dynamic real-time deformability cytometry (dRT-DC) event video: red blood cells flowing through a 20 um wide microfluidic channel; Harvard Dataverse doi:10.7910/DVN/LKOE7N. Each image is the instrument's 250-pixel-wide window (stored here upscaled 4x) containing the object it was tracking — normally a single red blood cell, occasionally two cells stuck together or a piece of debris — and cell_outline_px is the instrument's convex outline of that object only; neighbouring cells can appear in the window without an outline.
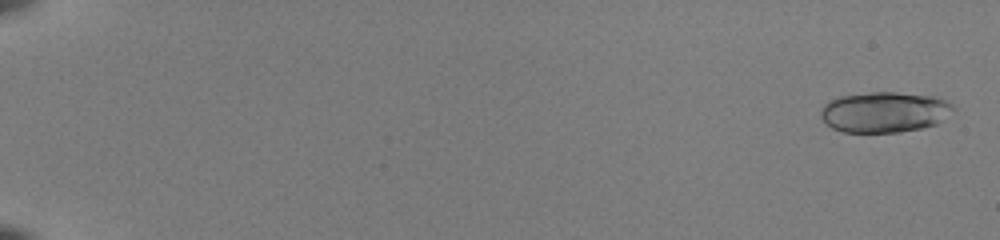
{"species": "common noctule bat (a hibernating species)", "species_latin": "Nyctalus noctula", "temperature_condition": "room temperature", "stored_images_in_passage": 54, "camera_frame_rate_fps": 3000, "um_per_image_px": 0.085, "animal": {"sex": "female", "body_mass_g": 22.0, "forearm_length_mm": 56.7}, "frame": {"image": 1, "passage_image": 2, "time_ms": 0.333, "image_size_px": [1000, 240], "cell_outline_px": [[956, 108], [936, 124], [920, 128], [900, 132], [840, 132], [832, 128], [820, 116], [820, 108], [828, 100], [840, 96], [872, 92], [896, 92], [932, 96], [944, 100], [952, 104]], "centroid_in_image_um": [75.14, 9.52], "position_along_channel_um": 9.9, "area_um2": 31.33}}
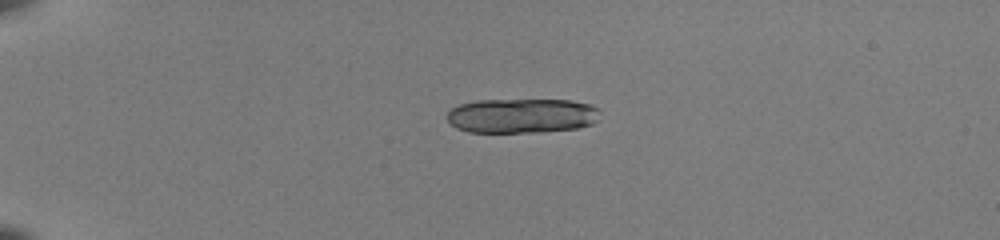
{"frame": {"image": 2, "passage_image": 15, "time_ms": 4.667, "image_size_px": [1000, 240], "cell_outline_px": [[600, 120], [592, 124], [580, 128], [540, 132], [468, 132], [456, 128], [444, 116], [452, 108], [460, 104], [476, 100], [572, 100], [592, 104], [600, 108]], "centroid_in_image_um": [44.41, 9.83], "position_along_channel_um": 40.6, "area_um2": 31.44}}
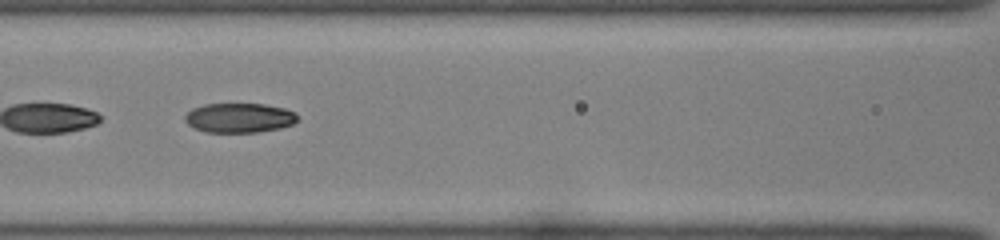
{"frame": {"image": 3, "passage_image": 28, "time_ms": 9.0, "image_size_px": [1000, 240], "cell_outline_px": [[300, 120], [292, 124], [280, 128], [256, 132], [204, 132], [188, 124], [184, 120], [184, 116], [192, 108], [204, 104], [264, 104], [284, 108], [296, 112]], "centroid_in_image_um": [20.36, 10.01], "position_along_channel_um": 146.2, "area_um2": 19.48}, "authors_computed_cell_mechanics": {"area_um2": 20.2011, "velocity_mm_per_s": 4.0202, "shape_relaxation_time_tau1_ms": null, "shape_relaxation_time_tau2_ms": 1.7438, "deformation_change_tau1": null, "deformation_change_tau2": 0.0509}}